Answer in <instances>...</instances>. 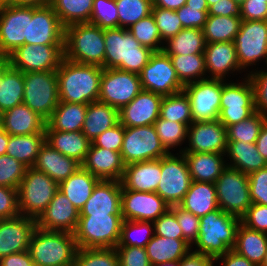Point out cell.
<instances>
[{
    "instance_id": "1",
    "label": "cell",
    "mask_w": 267,
    "mask_h": 266,
    "mask_svg": "<svg viewBox=\"0 0 267 266\" xmlns=\"http://www.w3.org/2000/svg\"><path fill=\"white\" fill-rule=\"evenodd\" d=\"M59 100L89 104L98 101L103 68L64 58L56 70Z\"/></svg>"
},
{
    "instance_id": "2",
    "label": "cell",
    "mask_w": 267,
    "mask_h": 266,
    "mask_svg": "<svg viewBox=\"0 0 267 266\" xmlns=\"http://www.w3.org/2000/svg\"><path fill=\"white\" fill-rule=\"evenodd\" d=\"M241 219L235 215L225 213L220 208L200 217L198 239L192 247L194 252L202 253L216 259L229 250H233L236 243V232Z\"/></svg>"
},
{
    "instance_id": "3",
    "label": "cell",
    "mask_w": 267,
    "mask_h": 266,
    "mask_svg": "<svg viewBox=\"0 0 267 266\" xmlns=\"http://www.w3.org/2000/svg\"><path fill=\"white\" fill-rule=\"evenodd\" d=\"M104 68L140 74L154 53L142 46L125 28L104 29Z\"/></svg>"
},
{
    "instance_id": "4",
    "label": "cell",
    "mask_w": 267,
    "mask_h": 266,
    "mask_svg": "<svg viewBox=\"0 0 267 266\" xmlns=\"http://www.w3.org/2000/svg\"><path fill=\"white\" fill-rule=\"evenodd\" d=\"M78 249L73 233L36 227L28 252L34 266H73Z\"/></svg>"
},
{
    "instance_id": "5",
    "label": "cell",
    "mask_w": 267,
    "mask_h": 266,
    "mask_svg": "<svg viewBox=\"0 0 267 266\" xmlns=\"http://www.w3.org/2000/svg\"><path fill=\"white\" fill-rule=\"evenodd\" d=\"M64 58L104 68V29L90 23H77L65 27Z\"/></svg>"
},
{
    "instance_id": "6",
    "label": "cell",
    "mask_w": 267,
    "mask_h": 266,
    "mask_svg": "<svg viewBox=\"0 0 267 266\" xmlns=\"http://www.w3.org/2000/svg\"><path fill=\"white\" fill-rule=\"evenodd\" d=\"M122 222V214L80 216L73 233L78 248H115Z\"/></svg>"
},
{
    "instance_id": "7",
    "label": "cell",
    "mask_w": 267,
    "mask_h": 266,
    "mask_svg": "<svg viewBox=\"0 0 267 266\" xmlns=\"http://www.w3.org/2000/svg\"><path fill=\"white\" fill-rule=\"evenodd\" d=\"M17 190L20 215L36 220L59 190V183L30 167L26 169Z\"/></svg>"
},
{
    "instance_id": "8",
    "label": "cell",
    "mask_w": 267,
    "mask_h": 266,
    "mask_svg": "<svg viewBox=\"0 0 267 266\" xmlns=\"http://www.w3.org/2000/svg\"><path fill=\"white\" fill-rule=\"evenodd\" d=\"M23 104L47 121L59 103L56 70L24 72Z\"/></svg>"
},
{
    "instance_id": "9",
    "label": "cell",
    "mask_w": 267,
    "mask_h": 266,
    "mask_svg": "<svg viewBox=\"0 0 267 266\" xmlns=\"http://www.w3.org/2000/svg\"><path fill=\"white\" fill-rule=\"evenodd\" d=\"M244 73L242 80L237 83L233 80L226 83L222 80V94L220 103L219 121L227 128L233 124H237L251 115L255 110V98L253 84Z\"/></svg>"
},
{
    "instance_id": "10",
    "label": "cell",
    "mask_w": 267,
    "mask_h": 266,
    "mask_svg": "<svg viewBox=\"0 0 267 266\" xmlns=\"http://www.w3.org/2000/svg\"><path fill=\"white\" fill-rule=\"evenodd\" d=\"M218 207L241 218L252 205L248 174L227 166L215 182Z\"/></svg>"
},
{
    "instance_id": "11",
    "label": "cell",
    "mask_w": 267,
    "mask_h": 266,
    "mask_svg": "<svg viewBox=\"0 0 267 266\" xmlns=\"http://www.w3.org/2000/svg\"><path fill=\"white\" fill-rule=\"evenodd\" d=\"M192 182L183 153H169L161 157V179L156 193L171 206L179 205Z\"/></svg>"
},
{
    "instance_id": "12",
    "label": "cell",
    "mask_w": 267,
    "mask_h": 266,
    "mask_svg": "<svg viewBox=\"0 0 267 266\" xmlns=\"http://www.w3.org/2000/svg\"><path fill=\"white\" fill-rule=\"evenodd\" d=\"M234 45L238 63L243 72L252 73V66L263 62L267 65V21L242 20ZM251 66V71L249 69ZM248 67V68H246ZM246 70V71H245Z\"/></svg>"
},
{
    "instance_id": "13",
    "label": "cell",
    "mask_w": 267,
    "mask_h": 266,
    "mask_svg": "<svg viewBox=\"0 0 267 266\" xmlns=\"http://www.w3.org/2000/svg\"><path fill=\"white\" fill-rule=\"evenodd\" d=\"M121 157L125 165L160 159L169 154L154 125L125 127Z\"/></svg>"
},
{
    "instance_id": "14",
    "label": "cell",
    "mask_w": 267,
    "mask_h": 266,
    "mask_svg": "<svg viewBox=\"0 0 267 266\" xmlns=\"http://www.w3.org/2000/svg\"><path fill=\"white\" fill-rule=\"evenodd\" d=\"M141 90L139 74L118 68H103L98 101L120 110L129 104Z\"/></svg>"
},
{
    "instance_id": "15",
    "label": "cell",
    "mask_w": 267,
    "mask_h": 266,
    "mask_svg": "<svg viewBox=\"0 0 267 266\" xmlns=\"http://www.w3.org/2000/svg\"><path fill=\"white\" fill-rule=\"evenodd\" d=\"M64 59V45L24 44L8 55L9 65L21 72L57 70Z\"/></svg>"
},
{
    "instance_id": "16",
    "label": "cell",
    "mask_w": 267,
    "mask_h": 266,
    "mask_svg": "<svg viewBox=\"0 0 267 266\" xmlns=\"http://www.w3.org/2000/svg\"><path fill=\"white\" fill-rule=\"evenodd\" d=\"M191 107L193 122L219 119L222 80L204 79L184 85Z\"/></svg>"
},
{
    "instance_id": "17",
    "label": "cell",
    "mask_w": 267,
    "mask_h": 266,
    "mask_svg": "<svg viewBox=\"0 0 267 266\" xmlns=\"http://www.w3.org/2000/svg\"><path fill=\"white\" fill-rule=\"evenodd\" d=\"M139 75L143 90L162 96L175 94L184 89V85L178 79L170 57L163 51L154 52Z\"/></svg>"
},
{
    "instance_id": "18",
    "label": "cell",
    "mask_w": 267,
    "mask_h": 266,
    "mask_svg": "<svg viewBox=\"0 0 267 266\" xmlns=\"http://www.w3.org/2000/svg\"><path fill=\"white\" fill-rule=\"evenodd\" d=\"M187 139L189 147L179 153H226V127L218 119L193 122L187 129Z\"/></svg>"
},
{
    "instance_id": "19",
    "label": "cell",
    "mask_w": 267,
    "mask_h": 266,
    "mask_svg": "<svg viewBox=\"0 0 267 266\" xmlns=\"http://www.w3.org/2000/svg\"><path fill=\"white\" fill-rule=\"evenodd\" d=\"M64 36L65 27L50 5L29 7L28 39H25V44L64 45Z\"/></svg>"
},
{
    "instance_id": "20",
    "label": "cell",
    "mask_w": 267,
    "mask_h": 266,
    "mask_svg": "<svg viewBox=\"0 0 267 266\" xmlns=\"http://www.w3.org/2000/svg\"><path fill=\"white\" fill-rule=\"evenodd\" d=\"M170 209L156 192L122 190L121 214L123 220L154 222Z\"/></svg>"
},
{
    "instance_id": "21",
    "label": "cell",
    "mask_w": 267,
    "mask_h": 266,
    "mask_svg": "<svg viewBox=\"0 0 267 266\" xmlns=\"http://www.w3.org/2000/svg\"><path fill=\"white\" fill-rule=\"evenodd\" d=\"M29 7L0 4V50L7 55L28 39Z\"/></svg>"
},
{
    "instance_id": "22",
    "label": "cell",
    "mask_w": 267,
    "mask_h": 266,
    "mask_svg": "<svg viewBox=\"0 0 267 266\" xmlns=\"http://www.w3.org/2000/svg\"><path fill=\"white\" fill-rule=\"evenodd\" d=\"M80 211L58 190L46 209L36 219V227L46 231L74 233L78 225Z\"/></svg>"
},
{
    "instance_id": "23",
    "label": "cell",
    "mask_w": 267,
    "mask_h": 266,
    "mask_svg": "<svg viewBox=\"0 0 267 266\" xmlns=\"http://www.w3.org/2000/svg\"><path fill=\"white\" fill-rule=\"evenodd\" d=\"M163 96L148 90L140 93L119 110V122L124 127L154 125L160 117Z\"/></svg>"
},
{
    "instance_id": "24",
    "label": "cell",
    "mask_w": 267,
    "mask_h": 266,
    "mask_svg": "<svg viewBox=\"0 0 267 266\" xmlns=\"http://www.w3.org/2000/svg\"><path fill=\"white\" fill-rule=\"evenodd\" d=\"M36 220L24 215L0 220V259L29 248Z\"/></svg>"
},
{
    "instance_id": "25",
    "label": "cell",
    "mask_w": 267,
    "mask_h": 266,
    "mask_svg": "<svg viewBox=\"0 0 267 266\" xmlns=\"http://www.w3.org/2000/svg\"><path fill=\"white\" fill-rule=\"evenodd\" d=\"M204 56L209 79L225 80L226 76L229 78L228 75H234L233 72L240 74L243 71L238 63L234 42L206 43Z\"/></svg>"
},
{
    "instance_id": "26",
    "label": "cell",
    "mask_w": 267,
    "mask_h": 266,
    "mask_svg": "<svg viewBox=\"0 0 267 266\" xmlns=\"http://www.w3.org/2000/svg\"><path fill=\"white\" fill-rule=\"evenodd\" d=\"M121 181L100 180L80 210V216L121 214Z\"/></svg>"
},
{
    "instance_id": "27",
    "label": "cell",
    "mask_w": 267,
    "mask_h": 266,
    "mask_svg": "<svg viewBox=\"0 0 267 266\" xmlns=\"http://www.w3.org/2000/svg\"><path fill=\"white\" fill-rule=\"evenodd\" d=\"M161 179V158L125 165L122 190L156 192Z\"/></svg>"
},
{
    "instance_id": "28",
    "label": "cell",
    "mask_w": 267,
    "mask_h": 266,
    "mask_svg": "<svg viewBox=\"0 0 267 266\" xmlns=\"http://www.w3.org/2000/svg\"><path fill=\"white\" fill-rule=\"evenodd\" d=\"M81 166L100 180L121 181L125 169L120 152L96 147L92 144H90Z\"/></svg>"
},
{
    "instance_id": "29",
    "label": "cell",
    "mask_w": 267,
    "mask_h": 266,
    "mask_svg": "<svg viewBox=\"0 0 267 266\" xmlns=\"http://www.w3.org/2000/svg\"><path fill=\"white\" fill-rule=\"evenodd\" d=\"M79 167H81L79 162L73 158L64 156L46 141L41 146L33 165L35 170L47 174L57 183L67 179Z\"/></svg>"
},
{
    "instance_id": "30",
    "label": "cell",
    "mask_w": 267,
    "mask_h": 266,
    "mask_svg": "<svg viewBox=\"0 0 267 266\" xmlns=\"http://www.w3.org/2000/svg\"><path fill=\"white\" fill-rule=\"evenodd\" d=\"M45 126L46 121L23 103L4 111L2 128L9 135L46 134Z\"/></svg>"
},
{
    "instance_id": "31",
    "label": "cell",
    "mask_w": 267,
    "mask_h": 266,
    "mask_svg": "<svg viewBox=\"0 0 267 266\" xmlns=\"http://www.w3.org/2000/svg\"><path fill=\"white\" fill-rule=\"evenodd\" d=\"M187 160L192 181L215 183L227 167L225 154L183 153Z\"/></svg>"
},
{
    "instance_id": "32",
    "label": "cell",
    "mask_w": 267,
    "mask_h": 266,
    "mask_svg": "<svg viewBox=\"0 0 267 266\" xmlns=\"http://www.w3.org/2000/svg\"><path fill=\"white\" fill-rule=\"evenodd\" d=\"M46 142L66 157L82 164L88 153L91 141L82 131H52L45 126Z\"/></svg>"
},
{
    "instance_id": "33",
    "label": "cell",
    "mask_w": 267,
    "mask_h": 266,
    "mask_svg": "<svg viewBox=\"0 0 267 266\" xmlns=\"http://www.w3.org/2000/svg\"><path fill=\"white\" fill-rule=\"evenodd\" d=\"M179 206L197 217L218 209L215 183L192 181Z\"/></svg>"
},
{
    "instance_id": "34",
    "label": "cell",
    "mask_w": 267,
    "mask_h": 266,
    "mask_svg": "<svg viewBox=\"0 0 267 266\" xmlns=\"http://www.w3.org/2000/svg\"><path fill=\"white\" fill-rule=\"evenodd\" d=\"M119 122V110L100 101L87 106L82 128L83 134L92 142L97 136Z\"/></svg>"
},
{
    "instance_id": "35",
    "label": "cell",
    "mask_w": 267,
    "mask_h": 266,
    "mask_svg": "<svg viewBox=\"0 0 267 266\" xmlns=\"http://www.w3.org/2000/svg\"><path fill=\"white\" fill-rule=\"evenodd\" d=\"M150 264L155 266L165 262L180 261L192 246L184 239L154 235L145 247Z\"/></svg>"
},
{
    "instance_id": "36",
    "label": "cell",
    "mask_w": 267,
    "mask_h": 266,
    "mask_svg": "<svg viewBox=\"0 0 267 266\" xmlns=\"http://www.w3.org/2000/svg\"><path fill=\"white\" fill-rule=\"evenodd\" d=\"M225 155L230 160V162H226L227 166L245 174H250L267 166V162L260 155L255 143L227 141Z\"/></svg>"
},
{
    "instance_id": "37",
    "label": "cell",
    "mask_w": 267,
    "mask_h": 266,
    "mask_svg": "<svg viewBox=\"0 0 267 266\" xmlns=\"http://www.w3.org/2000/svg\"><path fill=\"white\" fill-rule=\"evenodd\" d=\"M99 181L98 177L92 175L81 166L67 179L59 183V190L80 211Z\"/></svg>"
},
{
    "instance_id": "38",
    "label": "cell",
    "mask_w": 267,
    "mask_h": 266,
    "mask_svg": "<svg viewBox=\"0 0 267 266\" xmlns=\"http://www.w3.org/2000/svg\"><path fill=\"white\" fill-rule=\"evenodd\" d=\"M88 104L59 101L46 121L52 131H82Z\"/></svg>"
},
{
    "instance_id": "39",
    "label": "cell",
    "mask_w": 267,
    "mask_h": 266,
    "mask_svg": "<svg viewBox=\"0 0 267 266\" xmlns=\"http://www.w3.org/2000/svg\"><path fill=\"white\" fill-rule=\"evenodd\" d=\"M233 250L250 262L260 266L267 251V234L250 229L240 222Z\"/></svg>"
},
{
    "instance_id": "40",
    "label": "cell",
    "mask_w": 267,
    "mask_h": 266,
    "mask_svg": "<svg viewBox=\"0 0 267 266\" xmlns=\"http://www.w3.org/2000/svg\"><path fill=\"white\" fill-rule=\"evenodd\" d=\"M45 141L46 134L9 135L6 154L30 168L33 167Z\"/></svg>"
},
{
    "instance_id": "41",
    "label": "cell",
    "mask_w": 267,
    "mask_h": 266,
    "mask_svg": "<svg viewBox=\"0 0 267 266\" xmlns=\"http://www.w3.org/2000/svg\"><path fill=\"white\" fill-rule=\"evenodd\" d=\"M205 44L203 30L183 28L164 42L162 51L167 55L204 54Z\"/></svg>"
},
{
    "instance_id": "42",
    "label": "cell",
    "mask_w": 267,
    "mask_h": 266,
    "mask_svg": "<svg viewBox=\"0 0 267 266\" xmlns=\"http://www.w3.org/2000/svg\"><path fill=\"white\" fill-rule=\"evenodd\" d=\"M23 72L9 64L0 74V109L4 112L23 103Z\"/></svg>"
},
{
    "instance_id": "43",
    "label": "cell",
    "mask_w": 267,
    "mask_h": 266,
    "mask_svg": "<svg viewBox=\"0 0 267 266\" xmlns=\"http://www.w3.org/2000/svg\"><path fill=\"white\" fill-rule=\"evenodd\" d=\"M242 19L235 16L208 15L203 32L206 43L233 42Z\"/></svg>"
},
{
    "instance_id": "44",
    "label": "cell",
    "mask_w": 267,
    "mask_h": 266,
    "mask_svg": "<svg viewBox=\"0 0 267 266\" xmlns=\"http://www.w3.org/2000/svg\"><path fill=\"white\" fill-rule=\"evenodd\" d=\"M50 6L64 27L77 23H89L93 0H51Z\"/></svg>"
},
{
    "instance_id": "45",
    "label": "cell",
    "mask_w": 267,
    "mask_h": 266,
    "mask_svg": "<svg viewBox=\"0 0 267 266\" xmlns=\"http://www.w3.org/2000/svg\"><path fill=\"white\" fill-rule=\"evenodd\" d=\"M168 56L175 68L178 79L183 85L208 78L204 54Z\"/></svg>"
},
{
    "instance_id": "46",
    "label": "cell",
    "mask_w": 267,
    "mask_h": 266,
    "mask_svg": "<svg viewBox=\"0 0 267 266\" xmlns=\"http://www.w3.org/2000/svg\"><path fill=\"white\" fill-rule=\"evenodd\" d=\"M160 117L165 120L183 123L189 127L193 123V118L187 94L181 91L163 96Z\"/></svg>"
},
{
    "instance_id": "47",
    "label": "cell",
    "mask_w": 267,
    "mask_h": 266,
    "mask_svg": "<svg viewBox=\"0 0 267 266\" xmlns=\"http://www.w3.org/2000/svg\"><path fill=\"white\" fill-rule=\"evenodd\" d=\"M154 235V223L151 221L123 220L117 246L145 248Z\"/></svg>"
},
{
    "instance_id": "48",
    "label": "cell",
    "mask_w": 267,
    "mask_h": 266,
    "mask_svg": "<svg viewBox=\"0 0 267 266\" xmlns=\"http://www.w3.org/2000/svg\"><path fill=\"white\" fill-rule=\"evenodd\" d=\"M266 121L267 116L256 111L249 118L226 128L227 141L255 143Z\"/></svg>"
},
{
    "instance_id": "49",
    "label": "cell",
    "mask_w": 267,
    "mask_h": 266,
    "mask_svg": "<svg viewBox=\"0 0 267 266\" xmlns=\"http://www.w3.org/2000/svg\"><path fill=\"white\" fill-rule=\"evenodd\" d=\"M128 30L142 46L148 47L154 52L162 51L164 43L152 14L142 18Z\"/></svg>"
},
{
    "instance_id": "50",
    "label": "cell",
    "mask_w": 267,
    "mask_h": 266,
    "mask_svg": "<svg viewBox=\"0 0 267 266\" xmlns=\"http://www.w3.org/2000/svg\"><path fill=\"white\" fill-rule=\"evenodd\" d=\"M119 27L128 29L130 26L152 14L153 3L150 0H115Z\"/></svg>"
},
{
    "instance_id": "51",
    "label": "cell",
    "mask_w": 267,
    "mask_h": 266,
    "mask_svg": "<svg viewBox=\"0 0 267 266\" xmlns=\"http://www.w3.org/2000/svg\"><path fill=\"white\" fill-rule=\"evenodd\" d=\"M73 266H119L116 248H79Z\"/></svg>"
},
{
    "instance_id": "52",
    "label": "cell",
    "mask_w": 267,
    "mask_h": 266,
    "mask_svg": "<svg viewBox=\"0 0 267 266\" xmlns=\"http://www.w3.org/2000/svg\"><path fill=\"white\" fill-rule=\"evenodd\" d=\"M154 126L163 146L169 153L173 151L172 148L180 147L187 141L188 127L183 123H177L159 117L155 121Z\"/></svg>"
},
{
    "instance_id": "53",
    "label": "cell",
    "mask_w": 267,
    "mask_h": 266,
    "mask_svg": "<svg viewBox=\"0 0 267 266\" xmlns=\"http://www.w3.org/2000/svg\"><path fill=\"white\" fill-rule=\"evenodd\" d=\"M89 23L102 29L119 28L118 10L115 0H93Z\"/></svg>"
},
{
    "instance_id": "54",
    "label": "cell",
    "mask_w": 267,
    "mask_h": 266,
    "mask_svg": "<svg viewBox=\"0 0 267 266\" xmlns=\"http://www.w3.org/2000/svg\"><path fill=\"white\" fill-rule=\"evenodd\" d=\"M27 167L5 154L0 156V186L18 189Z\"/></svg>"
},
{
    "instance_id": "55",
    "label": "cell",
    "mask_w": 267,
    "mask_h": 266,
    "mask_svg": "<svg viewBox=\"0 0 267 266\" xmlns=\"http://www.w3.org/2000/svg\"><path fill=\"white\" fill-rule=\"evenodd\" d=\"M152 15L160 31L163 43L183 29L182 23L175 10L153 7Z\"/></svg>"
},
{
    "instance_id": "56",
    "label": "cell",
    "mask_w": 267,
    "mask_h": 266,
    "mask_svg": "<svg viewBox=\"0 0 267 266\" xmlns=\"http://www.w3.org/2000/svg\"><path fill=\"white\" fill-rule=\"evenodd\" d=\"M170 209L176 214L178 224L182 229L183 239L192 246L198 239L200 217L184 210L179 205L171 206Z\"/></svg>"
},
{
    "instance_id": "57",
    "label": "cell",
    "mask_w": 267,
    "mask_h": 266,
    "mask_svg": "<svg viewBox=\"0 0 267 266\" xmlns=\"http://www.w3.org/2000/svg\"><path fill=\"white\" fill-rule=\"evenodd\" d=\"M267 67V66H266ZM254 87L255 110L267 116V68L247 73Z\"/></svg>"
},
{
    "instance_id": "58",
    "label": "cell",
    "mask_w": 267,
    "mask_h": 266,
    "mask_svg": "<svg viewBox=\"0 0 267 266\" xmlns=\"http://www.w3.org/2000/svg\"><path fill=\"white\" fill-rule=\"evenodd\" d=\"M209 7H195L183 5L176 10L183 28H197L203 30L208 18Z\"/></svg>"
},
{
    "instance_id": "59",
    "label": "cell",
    "mask_w": 267,
    "mask_h": 266,
    "mask_svg": "<svg viewBox=\"0 0 267 266\" xmlns=\"http://www.w3.org/2000/svg\"><path fill=\"white\" fill-rule=\"evenodd\" d=\"M124 134L125 127L118 122L115 126L97 136L91 144L107 150L121 152Z\"/></svg>"
},
{
    "instance_id": "60",
    "label": "cell",
    "mask_w": 267,
    "mask_h": 266,
    "mask_svg": "<svg viewBox=\"0 0 267 266\" xmlns=\"http://www.w3.org/2000/svg\"><path fill=\"white\" fill-rule=\"evenodd\" d=\"M252 203L267 206V166L248 174Z\"/></svg>"
},
{
    "instance_id": "61",
    "label": "cell",
    "mask_w": 267,
    "mask_h": 266,
    "mask_svg": "<svg viewBox=\"0 0 267 266\" xmlns=\"http://www.w3.org/2000/svg\"><path fill=\"white\" fill-rule=\"evenodd\" d=\"M155 235L161 237L183 239L182 229L180 228L176 214L169 209L154 222Z\"/></svg>"
},
{
    "instance_id": "62",
    "label": "cell",
    "mask_w": 267,
    "mask_h": 266,
    "mask_svg": "<svg viewBox=\"0 0 267 266\" xmlns=\"http://www.w3.org/2000/svg\"><path fill=\"white\" fill-rule=\"evenodd\" d=\"M119 266H152L145 248L116 246Z\"/></svg>"
},
{
    "instance_id": "63",
    "label": "cell",
    "mask_w": 267,
    "mask_h": 266,
    "mask_svg": "<svg viewBox=\"0 0 267 266\" xmlns=\"http://www.w3.org/2000/svg\"><path fill=\"white\" fill-rule=\"evenodd\" d=\"M241 223L250 229L267 234V206L252 203L240 218Z\"/></svg>"
},
{
    "instance_id": "64",
    "label": "cell",
    "mask_w": 267,
    "mask_h": 266,
    "mask_svg": "<svg viewBox=\"0 0 267 266\" xmlns=\"http://www.w3.org/2000/svg\"><path fill=\"white\" fill-rule=\"evenodd\" d=\"M20 215L18 208V190L0 186V220Z\"/></svg>"
},
{
    "instance_id": "65",
    "label": "cell",
    "mask_w": 267,
    "mask_h": 266,
    "mask_svg": "<svg viewBox=\"0 0 267 266\" xmlns=\"http://www.w3.org/2000/svg\"><path fill=\"white\" fill-rule=\"evenodd\" d=\"M241 19L267 21V1L245 0L241 4Z\"/></svg>"
},
{
    "instance_id": "66",
    "label": "cell",
    "mask_w": 267,
    "mask_h": 266,
    "mask_svg": "<svg viewBox=\"0 0 267 266\" xmlns=\"http://www.w3.org/2000/svg\"><path fill=\"white\" fill-rule=\"evenodd\" d=\"M208 15L241 18V5L237 4L234 0H218L209 7Z\"/></svg>"
},
{
    "instance_id": "67",
    "label": "cell",
    "mask_w": 267,
    "mask_h": 266,
    "mask_svg": "<svg viewBox=\"0 0 267 266\" xmlns=\"http://www.w3.org/2000/svg\"><path fill=\"white\" fill-rule=\"evenodd\" d=\"M0 266H34V263L27 250L1 258Z\"/></svg>"
},
{
    "instance_id": "68",
    "label": "cell",
    "mask_w": 267,
    "mask_h": 266,
    "mask_svg": "<svg viewBox=\"0 0 267 266\" xmlns=\"http://www.w3.org/2000/svg\"><path fill=\"white\" fill-rule=\"evenodd\" d=\"M214 263L211 257L191 250L179 261V266H215Z\"/></svg>"
},
{
    "instance_id": "69",
    "label": "cell",
    "mask_w": 267,
    "mask_h": 266,
    "mask_svg": "<svg viewBox=\"0 0 267 266\" xmlns=\"http://www.w3.org/2000/svg\"><path fill=\"white\" fill-rule=\"evenodd\" d=\"M215 262H219L218 264H221V266H258L250 262L247 258L240 256L234 250H229L224 255L219 256L215 259Z\"/></svg>"
},
{
    "instance_id": "70",
    "label": "cell",
    "mask_w": 267,
    "mask_h": 266,
    "mask_svg": "<svg viewBox=\"0 0 267 266\" xmlns=\"http://www.w3.org/2000/svg\"><path fill=\"white\" fill-rule=\"evenodd\" d=\"M51 0H0V4L41 8L50 5Z\"/></svg>"
},
{
    "instance_id": "71",
    "label": "cell",
    "mask_w": 267,
    "mask_h": 266,
    "mask_svg": "<svg viewBox=\"0 0 267 266\" xmlns=\"http://www.w3.org/2000/svg\"><path fill=\"white\" fill-rule=\"evenodd\" d=\"M257 150L260 155L267 162V121L263 124L260 129L259 136L255 142Z\"/></svg>"
},
{
    "instance_id": "72",
    "label": "cell",
    "mask_w": 267,
    "mask_h": 266,
    "mask_svg": "<svg viewBox=\"0 0 267 266\" xmlns=\"http://www.w3.org/2000/svg\"><path fill=\"white\" fill-rule=\"evenodd\" d=\"M187 0H155L153 7H160L163 9L177 10L186 4Z\"/></svg>"
},
{
    "instance_id": "73",
    "label": "cell",
    "mask_w": 267,
    "mask_h": 266,
    "mask_svg": "<svg viewBox=\"0 0 267 266\" xmlns=\"http://www.w3.org/2000/svg\"><path fill=\"white\" fill-rule=\"evenodd\" d=\"M9 141V134L0 127V156L6 154Z\"/></svg>"
},
{
    "instance_id": "74",
    "label": "cell",
    "mask_w": 267,
    "mask_h": 266,
    "mask_svg": "<svg viewBox=\"0 0 267 266\" xmlns=\"http://www.w3.org/2000/svg\"><path fill=\"white\" fill-rule=\"evenodd\" d=\"M8 64V55L0 50V74Z\"/></svg>"
},
{
    "instance_id": "75",
    "label": "cell",
    "mask_w": 267,
    "mask_h": 266,
    "mask_svg": "<svg viewBox=\"0 0 267 266\" xmlns=\"http://www.w3.org/2000/svg\"><path fill=\"white\" fill-rule=\"evenodd\" d=\"M187 6L208 7L206 0H187Z\"/></svg>"
},
{
    "instance_id": "76",
    "label": "cell",
    "mask_w": 267,
    "mask_h": 266,
    "mask_svg": "<svg viewBox=\"0 0 267 266\" xmlns=\"http://www.w3.org/2000/svg\"><path fill=\"white\" fill-rule=\"evenodd\" d=\"M155 266H179V261L160 263Z\"/></svg>"
},
{
    "instance_id": "77",
    "label": "cell",
    "mask_w": 267,
    "mask_h": 266,
    "mask_svg": "<svg viewBox=\"0 0 267 266\" xmlns=\"http://www.w3.org/2000/svg\"><path fill=\"white\" fill-rule=\"evenodd\" d=\"M260 266H267V251L265 253V256H264V259H263V262Z\"/></svg>"
},
{
    "instance_id": "78",
    "label": "cell",
    "mask_w": 267,
    "mask_h": 266,
    "mask_svg": "<svg viewBox=\"0 0 267 266\" xmlns=\"http://www.w3.org/2000/svg\"><path fill=\"white\" fill-rule=\"evenodd\" d=\"M3 115H4V112L0 109V127H2V124H3Z\"/></svg>"
},
{
    "instance_id": "79",
    "label": "cell",
    "mask_w": 267,
    "mask_h": 266,
    "mask_svg": "<svg viewBox=\"0 0 267 266\" xmlns=\"http://www.w3.org/2000/svg\"><path fill=\"white\" fill-rule=\"evenodd\" d=\"M217 1L218 0H206L208 7H210L211 5H213Z\"/></svg>"
},
{
    "instance_id": "80",
    "label": "cell",
    "mask_w": 267,
    "mask_h": 266,
    "mask_svg": "<svg viewBox=\"0 0 267 266\" xmlns=\"http://www.w3.org/2000/svg\"><path fill=\"white\" fill-rule=\"evenodd\" d=\"M237 4H242L245 0H234Z\"/></svg>"
}]
</instances>
